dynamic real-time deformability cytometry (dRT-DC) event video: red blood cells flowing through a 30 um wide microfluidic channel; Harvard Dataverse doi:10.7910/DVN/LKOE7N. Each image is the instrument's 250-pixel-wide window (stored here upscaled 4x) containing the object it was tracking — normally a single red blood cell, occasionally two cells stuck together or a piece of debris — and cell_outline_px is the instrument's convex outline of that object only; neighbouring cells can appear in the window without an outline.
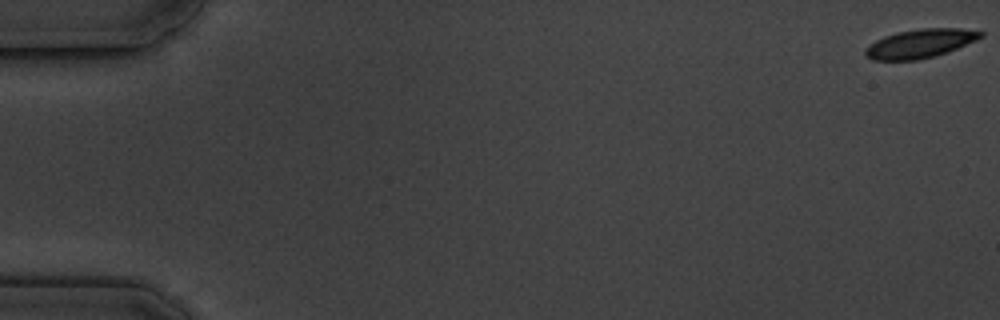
{"species": "common noctule bat (a hibernating species)", "species_latin": "Nyctalus noctula", "temperature_condition": "cold", "stored_images_in_passage": 5, "camera_frame_rate_fps": 3000, "um_per_image_px": 0.085, "animal": {"sex": "male", "body_mass_g": 19.5, "forearm_length_mm": 54.6}, "frame": {"image": 1, "passage_image": 1, "time_ms": 0.0, "image_size_px": [1000, 320], "cell_outline_px": [[984, 36], [976, 40], [956, 48], [932, 56], [916, 60], [872, 60], [864, 56], [864, 48], [876, 40], [884, 36], [896, 32], [920, 28], [960, 28], [984, 32]], "centroid_in_image_um": [78.16, 3.69], "position_along_channel_um": 6.8, "area_um2": 19.25}}